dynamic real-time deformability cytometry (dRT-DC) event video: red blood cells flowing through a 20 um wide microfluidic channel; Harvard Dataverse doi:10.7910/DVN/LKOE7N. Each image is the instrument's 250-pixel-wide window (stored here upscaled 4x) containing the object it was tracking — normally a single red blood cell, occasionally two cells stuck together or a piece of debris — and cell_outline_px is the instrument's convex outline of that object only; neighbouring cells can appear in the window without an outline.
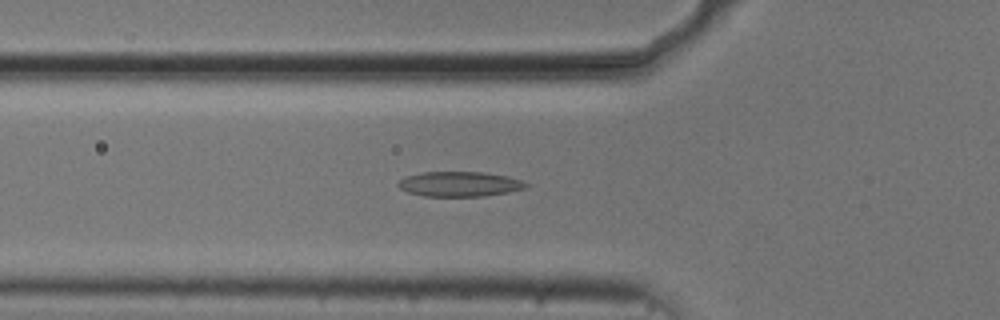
{"species": "common noctule bat (a hibernating species)", "species_latin": "Nyctalus noctula", "temperature_condition": "cold", "stored_images_in_passage": 38, "camera_frame_rate_fps": 3000, "um_per_image_px": 0.085, "animal": {"sex": "male", "body_mass_g": 20.5, "forearm_length_mm": 52.5}, "frame": {"image": 1, "passage_image": 3, "time_ms": 0.667, "image_size_px": [1000, 320], "cell_outline_px": [[532, 184], [528, 188], [508, 192], [484, 196], [424, 196], [408, 192], [400, 188], [396, 184], [404, 176], [420, 172], [480, 172], [508, 176]], "centroid_in_image_um": [39.08, 15.64], "position_along_channel_um": 86.7, "area_um2": 18.73}}
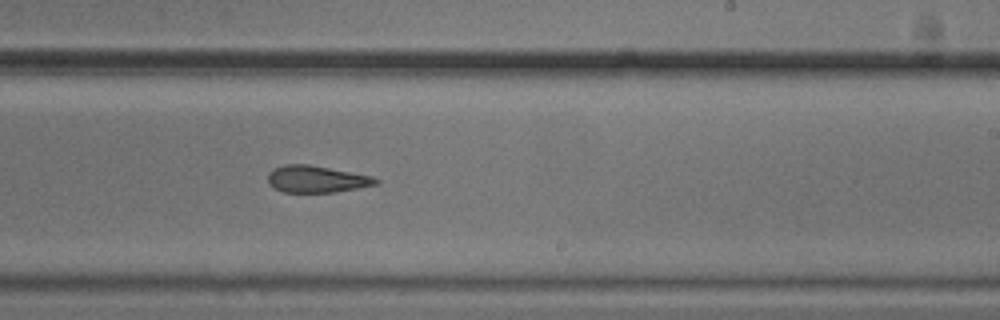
{"frame": {"image": 2, "passage_image": 17, "time_ms": 5.333, "image_size_px": [1000, 320], "cell_outline_px": [[380, 184], [336, 192], [284, 192], [268, 184], [268, 172], [284, 164], [308, 164], [372, 176], [380, 180]], "centroid_in_image_um": [26.93, 15.23], "position_along_channel_um": 262.1, "area_um2": 16.88}}
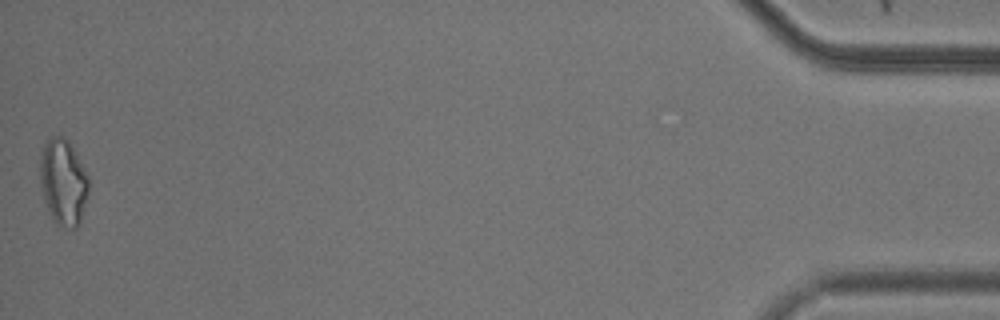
{"frame": {"image": 3, "passage_image": 38, "time_ms": 12.333, "image_size_px": [1000, 320], "cell_outline_px": [[88, 196], [80, 224], [76, 228], [72, 228], [56, 224], [48, 212], [44, 200], [40, 184], [40, 160], [44, 144], [48, 136], [64, 136], [68, 140], [76, 152], [88, 176]], "centroid_in_image_um": [5.38, 15.47], "position_along_channel_um": 429.8, "area_um2": 24.68}, "authors_computed_cell_mechanics": {"area_um2": 18.0625, "velocity_mm_per_s": 3.7448, "shape_relaxation_time_tau1_ms": 8.0477, "shape_relaxation_time_tau2_ms": 3.944, "deformation_change_tau1": 0.172, "deformation_change_tau2": 0.1244}}